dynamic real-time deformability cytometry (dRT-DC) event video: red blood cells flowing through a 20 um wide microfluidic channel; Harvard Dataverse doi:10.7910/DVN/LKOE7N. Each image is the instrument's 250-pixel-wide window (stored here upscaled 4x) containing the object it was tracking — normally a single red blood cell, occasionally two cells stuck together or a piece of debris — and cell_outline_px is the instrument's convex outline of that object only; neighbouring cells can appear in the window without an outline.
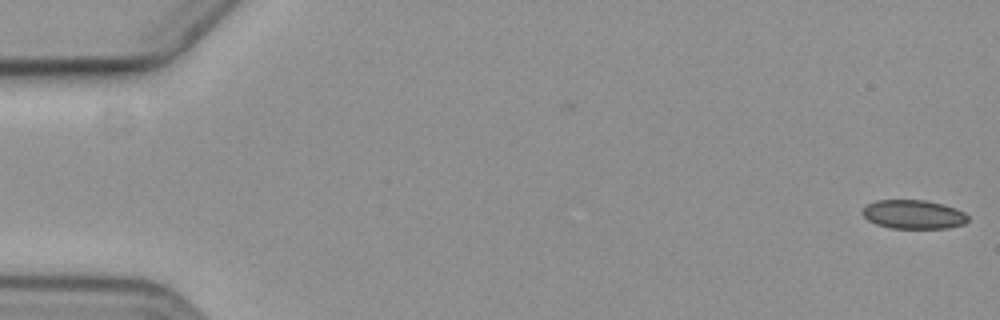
{"species": "common noctule bat (a hibernating species)", "species_latin": "Nyctalus noctula", "temperature_condition": "cold", "stored_images_in_passage": 5, "camera_frame_rate_fps": 3000, "um_per_image_px": 0.085, "animal": {"sex": "female", "body_mass_g": 19.3, "forearm_length_mm": 54.1}, "frame": {"image": 1, "passage_image": 1, "time_ms": 0.0, "image_size_px": [1000, 320], "cell_outline_px": [[968, 220], [964, 224], [948, 228], [888, 228], [876, 224], [868, 220], [860, 212], [868, 204], [876, 200], [924, 200], [944, 204], [956, 208], [964, 212], [968, 216]], "centroid_in_image_um": [77.65, 18.22], "position_along_channel_um": 7.4, "area_um2": 17.86}}
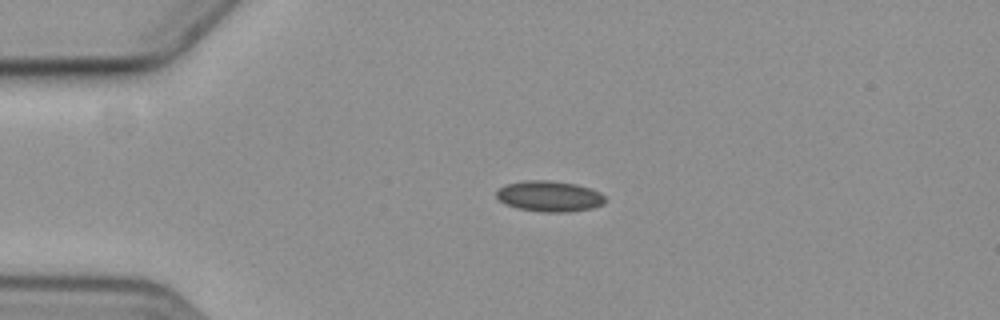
{"frame": {"image": 2, "passage_image": 4, "time_ms": 4.333, "image_size_px": [1000, 320], "cell_outline_px": [[608, 200], [604, 204], [592, 208], [568, 212], [540, 212], [516, 208], [504, 204], [496, 196], [496, 192], [504, 184], [524, 180], [548, 180], [576, 184], [600, 192]], "centroid_in_image_um": [46.69, 16.68], "position_along_channel_um": 38.3, "area_um2": 19.71}}